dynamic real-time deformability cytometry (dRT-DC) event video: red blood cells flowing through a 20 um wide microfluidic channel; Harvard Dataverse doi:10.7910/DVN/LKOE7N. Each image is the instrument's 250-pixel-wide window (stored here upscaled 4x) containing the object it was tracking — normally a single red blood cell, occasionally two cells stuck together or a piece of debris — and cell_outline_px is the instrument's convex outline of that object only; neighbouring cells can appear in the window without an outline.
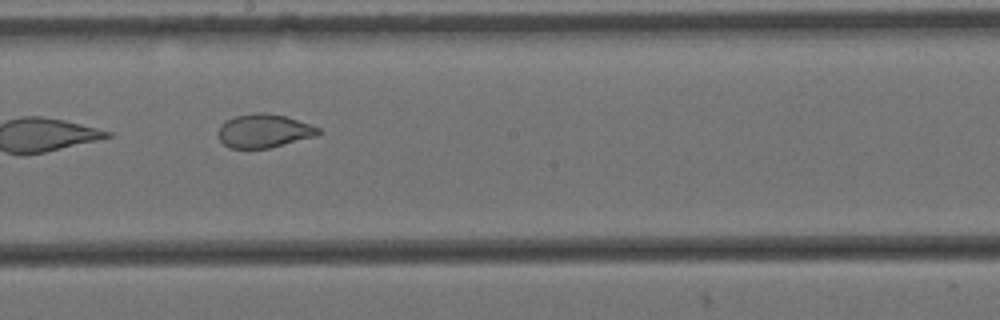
{"species": "Egyptian fruit bat (a non-hibernating species)", "species_latin": "Rousettus aegyptiacus", "temperature_condition": "cold", "stored_images_in_passage": 12, "camera_frame_rate_fps": 3000, "um_per_image_px": 0.085, "animal": {"sex": "female"}, "frame": {"image": 1, "passage_image": 6, "time_ms": 1.667, "image_size_px": [1000, 320], "cell_outline_px": [[320, 136], [268, 148], [228, 148], [220, 140], [216, 132], [220, 124], [236, 116], [256, 112], [264, 112], [284, 116], [320, 128]], "centroid_in_image_um": [22.43, 11.14], "position_along_channel_um": 225.8, "area_um2": 19.65}}
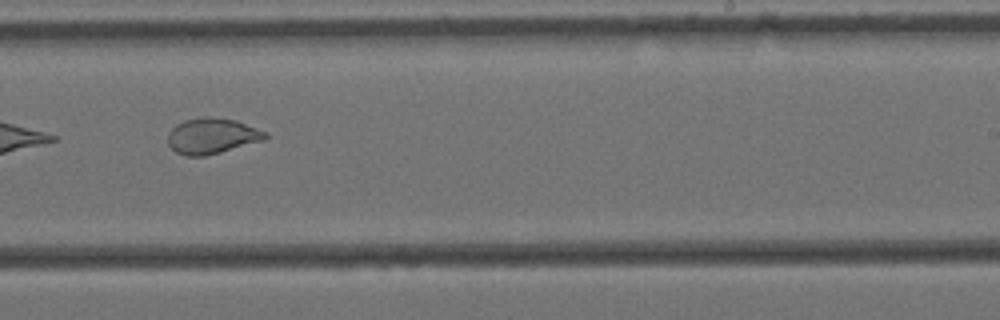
{"frame": {"image": 2, "passage_image": 7, "time_ms": 2.0, "image_size_px": [1000, 320], "cell_outline_px": [[268, 136], [264, 140], [220, 152], [204, 156], [184, 156], [176, 152], [168, 144], [168, 132], [176, 124], [184, 120], [208, 116], [236, 120], [268, 132]], "centroid_in_image_um": [18.01, 11.55], "position_along_channel_um": 271.0, "area_um2": 20.29}}